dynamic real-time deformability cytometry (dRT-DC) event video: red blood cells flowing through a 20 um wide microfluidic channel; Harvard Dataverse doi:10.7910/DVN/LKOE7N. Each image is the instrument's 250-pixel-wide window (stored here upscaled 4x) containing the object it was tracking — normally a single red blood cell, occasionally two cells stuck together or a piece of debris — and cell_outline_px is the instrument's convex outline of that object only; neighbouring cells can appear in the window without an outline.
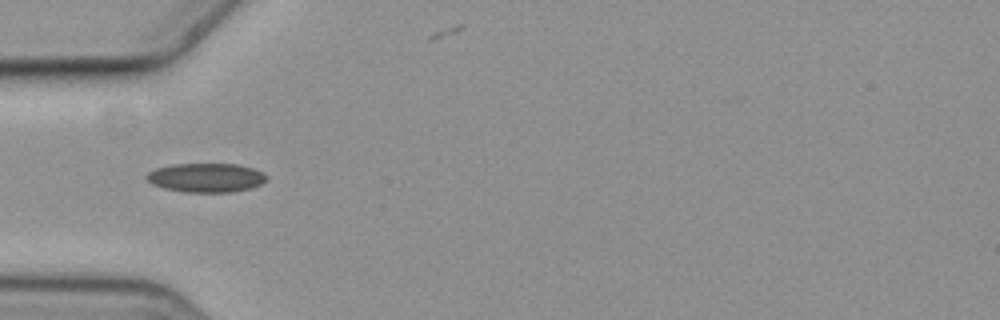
{"species": "common noctule bat (a hibernating species)", "species_latin": "Nyctalus noctula", "temperature_condition": "cold", "stored_images_in_passage": 11, "camera_frame_rate_fps": 3000, "um_per_image_px": 0.085, "animal": {"sex": "female", "body_mass_g": 19.3, "forearm_length_mm": 54.1}, "frame": {"image": 1, "passage_image": 4, "time_ms": 1.0, "image_size_px": [1000, 320], "cell_outline_px": [[264, 180], [260, 184], [252, 188], [232, 192], [184, 192], [164, 188], [152, 184], [144, 176], [148, 172], [156, 168], [172, 164], [240, 164], [252, 168], [260, 172], [264, 176]], "centroid_in_image_um": [17.46, 15.1], "position_along_channel_um": 67.5, "area_um2": 20.17}}
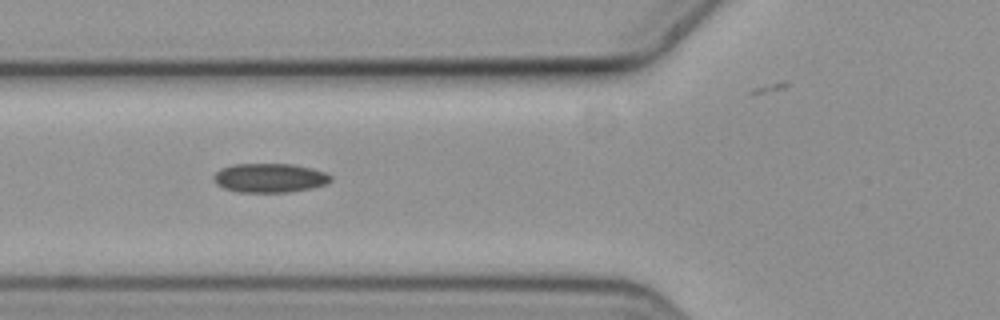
{"frame": {"image": 2, "passage_image": 7, "time_ms": 2.0, "image_size_px": [1000, 320], "cell_outline_px": [[332, 180], [328, 184], [312, 188], [288, 192], [236, 192], [224, 188], [216, 184], [212, 176], [220, 168], [232, 164], [292, 164], [312, 168], [324, 172], [332, 176]], "centroid_in_image_um": [22.92, 15.12], "position_along_channel_um": 102.9, "area_um2": 20.06}}